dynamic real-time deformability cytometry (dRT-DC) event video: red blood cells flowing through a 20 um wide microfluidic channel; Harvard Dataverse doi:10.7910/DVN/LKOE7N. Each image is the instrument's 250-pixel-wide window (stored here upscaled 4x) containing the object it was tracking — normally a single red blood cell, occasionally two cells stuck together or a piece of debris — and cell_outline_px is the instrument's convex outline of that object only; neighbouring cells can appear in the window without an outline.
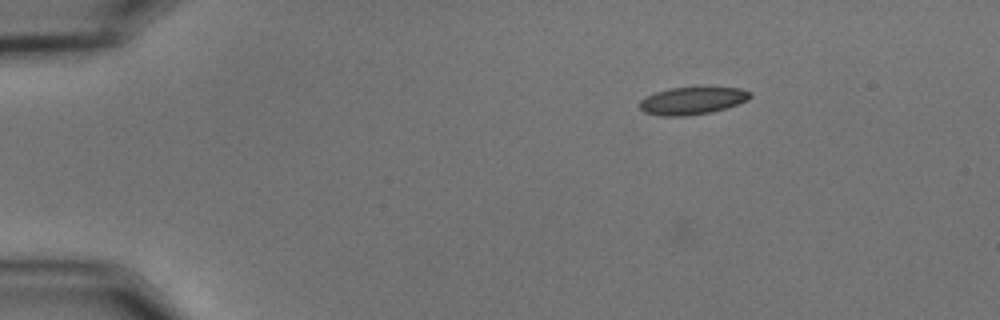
{"species": "common noctule bat (a hibernating species)", "species_latin": "Nyctalus noctula", "temperature_condition": "cold", "stored_images_in_passage": 48, "camera_frame_rate_fps": 3000, "um_per_image_px": 0.085, "animal": {"sex": "male", "body_mass_g": 15.6}, "frame": {"image": 1, "passage_image": 1, "time_ms": 0.0, "image_size_px": [1000, 320], "cell_outline_px": [[752, 96], [748, 100], [728, 108], [712, 112], [684, 116], [664, 116], [644, 112], [640, 108], [640, 100], [644, 96], [668, 88], [740, 88], [752, 92]], "centroid_in_image_um": [58.86, 8.57], "position_along_channel_um": 26.1, "area_um2": 17.69}}
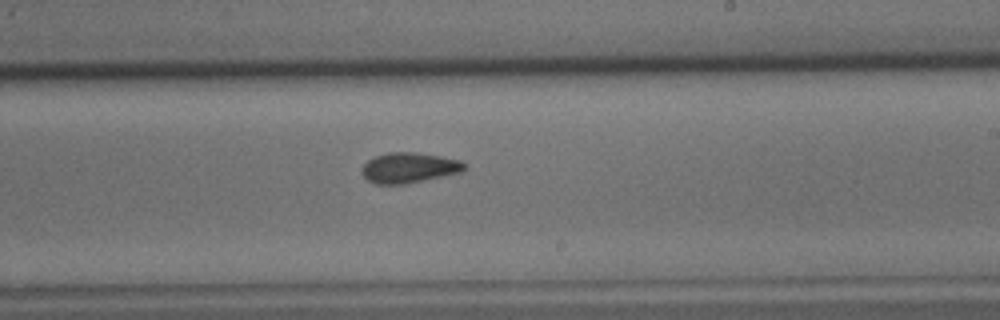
{"frame": {"image": 2, "passage_image": 26, "time_ms": 8.333, "image_size_px": [1000, 320], "cell_outline_px": [[468, 168], [464, 172], [404, 184], [376, 184], [368, 180], [360, 172], [364, 164], [368, 160], [376, 156], [388, 152], [416, 152], [440, 156], [460, 160], [468, 164]], "centroid_in_image_um": [34.82, 14.25], "position_along_channel_um": 254.2, "area_um2": 18.32}}
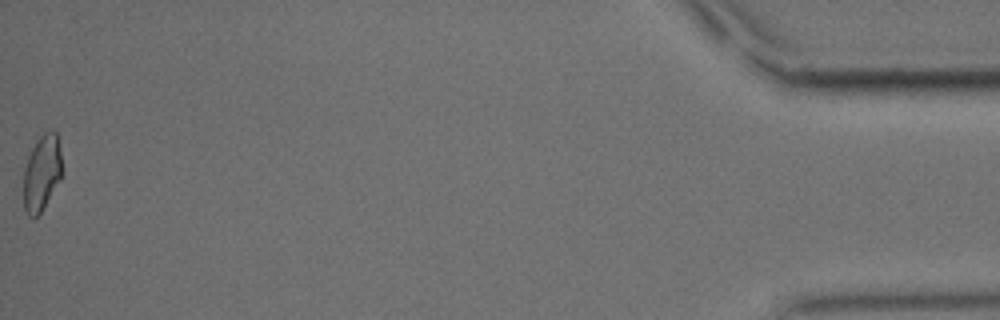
{"frame": {"image": 3, "passage_image": 48, "time_ms": 15.667, "image_size_px": [1000, 320], "cell_outline_px": [[64, 172], [60, 180], [40, 212], [36, 216], [28, 216], [24, 208], [24, 168], [28, 156], [36, 140], [44, 132], [52, 128], [56, 132]], "centroid_in_image_um": [3.57, 14.64], "position_along_channel_um": 431.6, "area_um2": 17.05}, "authors_computed_cell_mechanics": {"area_um2": 17.918, "velocity_mm_per_s": 3.6321, "shape_relaxation_time_tau1_ms": 7.9035, "shape_relaxation_time_tau2_ms": 2.052, "deformation_change_tau1": 0.1467, "deformation_change_tau2": 0.0787}}